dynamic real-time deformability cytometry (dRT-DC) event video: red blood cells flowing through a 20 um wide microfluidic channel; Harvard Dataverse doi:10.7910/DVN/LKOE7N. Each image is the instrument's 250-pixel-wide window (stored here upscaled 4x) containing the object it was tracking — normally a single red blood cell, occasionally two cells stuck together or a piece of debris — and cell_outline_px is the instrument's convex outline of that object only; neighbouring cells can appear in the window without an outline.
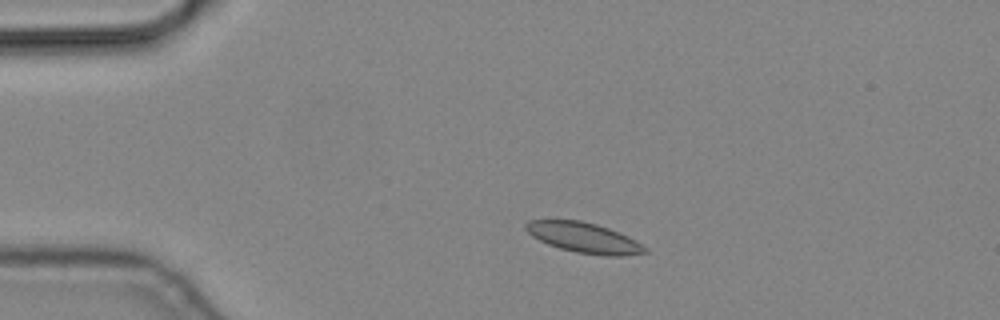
{"species": "common noctule bat (a hibernating species)", "species_latin": "Nyctalus noctula", "temperature_condition": "cold", "stored_images_in_passage": 4, "camera_frame_rate_fps": 3000, "um_per_image_px": 0.085, "animal": {"sex": "male", "body_mass_g": 19.2, "forearm_length_mm": 51.8}, "frame": {"image": 1, "passage_image": 2, "time_ms": 0.333, "image_size_px": [1000, 320], "cell_outline_px": [[648, 252], [624, 256], [604, 256], [576, 252], [560, 248], [548, 244], [532, 236], [524, 228], [524, 224], [528, 220], [580, 220], [596, 224], [608, 228], [628, 236], [636, 240], [648, 248]], "centroid_in_image_um": [49.65, 20.21], "position_along_channel_um": 35.3, "area_um2": 21.04}}
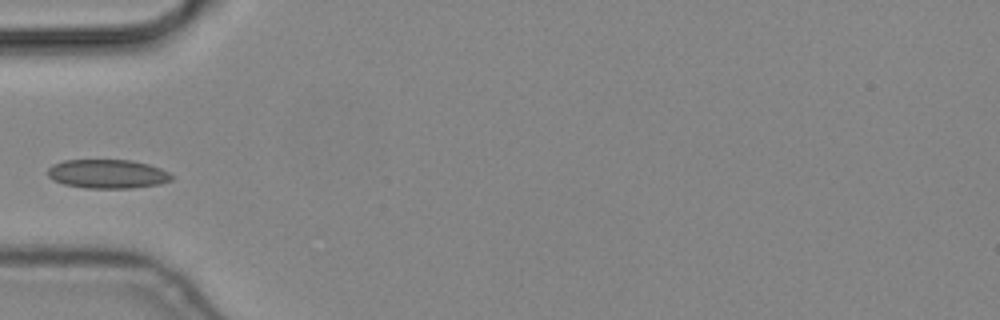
{"frame": {"image": 2, "passage_image": 4, "time_ms": 1.0, "image_size_px": [1000, 320], "cell_outline_px": [[176, 176], [172, 180], [160, 184], [132, 188], [84, 188], [64, 184], [52, 180], [48, 176], [48, 168], [52, 164], [64, 160], [132, 160], [148, 164], [160, 168]], "centroid_in_image_um": [9.15, 14.78], "position_along_channel_um": 75.8, "area_um2": 21.1}}